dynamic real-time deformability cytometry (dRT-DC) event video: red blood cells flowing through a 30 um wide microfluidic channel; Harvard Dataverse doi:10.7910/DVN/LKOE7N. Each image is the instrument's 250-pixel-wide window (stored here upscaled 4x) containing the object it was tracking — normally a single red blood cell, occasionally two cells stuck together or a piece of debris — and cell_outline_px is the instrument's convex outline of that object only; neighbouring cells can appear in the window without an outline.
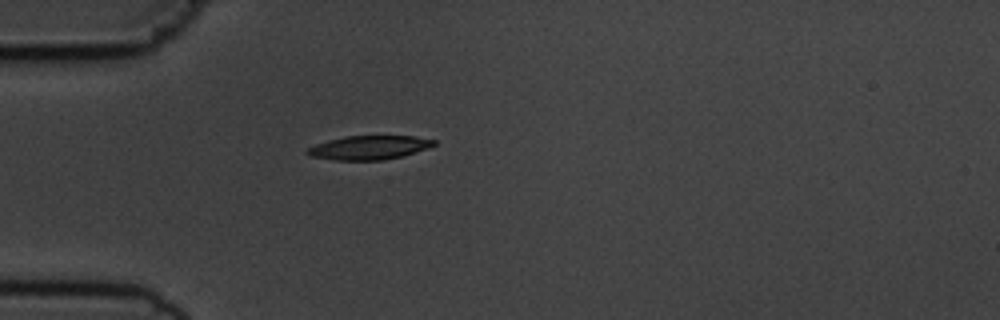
{"species": "common noctule bat (a hibernating species)", "species_latin": "Nyctalus noctula", "temperature_condition": "cold", "stored_images_in_passage": 1, "camera_frame_rate_fps": 3000, "um_per_image_px": 0.085, "animal": {"sex": "male", "body_mass_g": 19.5, "forearm_length_mm": 54.6}, "frame": {"image": 1, "passage_image": 1, "time_ms": 0.0, "image_size_px": [1000, 320], "cell_outline_px": [[436, 144], [428, 148], [400, 156], [384, 160], [336, 160], [312, 156], [304, 152], [308, 148], [316, 144], [328, 140], [344, 136], [416, 136], [436, 140]], "centroid_in_image_um": [31.37, 12.53], "position_along_channel_um": 53.6, "area_um2": 17.51}}